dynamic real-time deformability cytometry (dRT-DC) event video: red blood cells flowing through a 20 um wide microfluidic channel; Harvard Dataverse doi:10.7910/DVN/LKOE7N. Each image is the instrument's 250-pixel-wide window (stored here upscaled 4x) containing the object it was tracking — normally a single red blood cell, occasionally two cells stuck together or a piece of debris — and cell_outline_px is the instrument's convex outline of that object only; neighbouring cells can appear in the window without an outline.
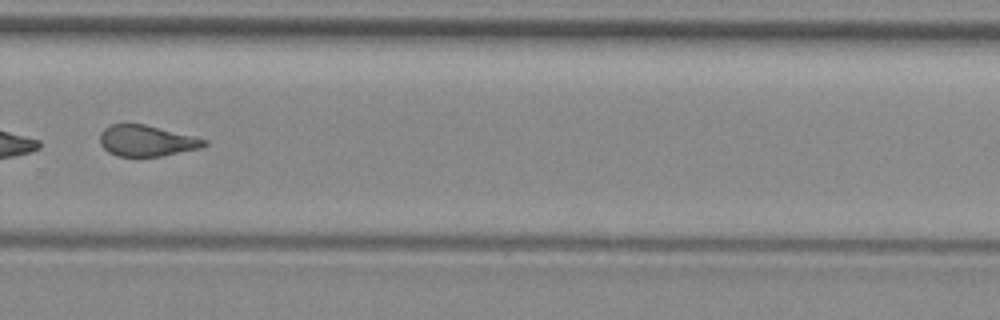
{"species": "common noctule bat (a hibernating species)", "species_latin": "Nyctalus noctula", "temperature_condition": "room temperature", "stored_images_in_passage": 51, "camera_frame_rate_fps": 3000, "um_per_image_px": 0.085, "animal": {"sex": "female", "body_mass_g": 29.2, "forearm_length_mm": 56.3}, "frame": {"image": 1, "passage_image": 35, "time_ms": 11.333, "image_size_px": [1000, 320], "cell_outline_px": [[208, 144], [200, 148], [160, 156], [116, 156], [108, 152], [100, 144], [100, 132], [104, 128], [112, 124], [144, 124], [196, 136], [208, 140]], "centroid_in_image_um": [12.47, 11.96], "position_along_channel_um": 317.3, "area_um2": 18.9}}
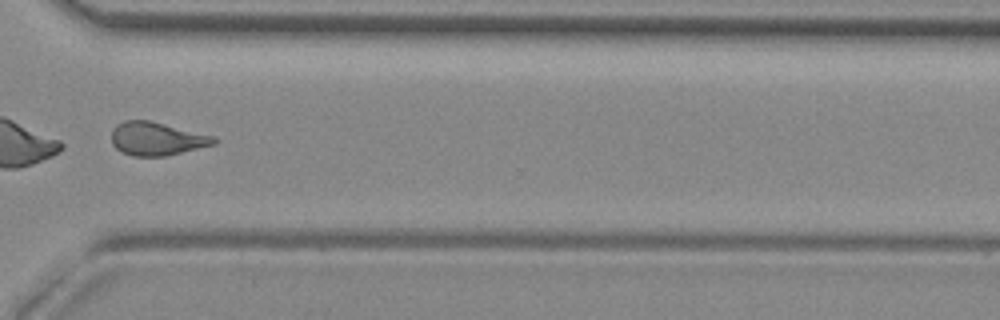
{"frame": {"image": 2, "passage_image": 38, "time_ms": 12.333, "image_size_px": [1000, 320], "cell_outline_px": [[220, 140], [216, 144], [164, 156], [132, 156], [120, 152], [112, 144], [112, 128], [116, 124], [124, 120], [148, 120], [216, 136]], "centroid_in_image_um": [13.33, 11.79], "position_along_channel_um": 357.3, "area_um2": 20.06}}